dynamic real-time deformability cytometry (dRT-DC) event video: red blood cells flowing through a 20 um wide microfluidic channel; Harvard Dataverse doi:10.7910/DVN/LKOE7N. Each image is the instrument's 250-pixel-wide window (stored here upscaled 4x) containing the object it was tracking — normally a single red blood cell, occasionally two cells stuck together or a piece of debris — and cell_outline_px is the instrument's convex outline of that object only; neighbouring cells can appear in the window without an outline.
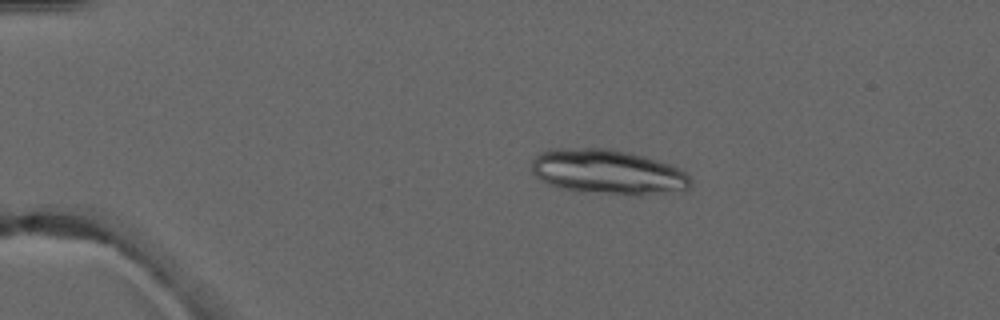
{"species": "common noctule bat (a hibernating species)", "species_latin": "Nyctalus noctula", "temperature_condition": "warm", "stored_images_in_passage": 5, "camera_frame_rate_fps": 3000, "um_per_image_px": 0.085, "animal": {"sex": "male", "forearm_length_mm": 52.5}, "frame": {"image": 1, "passage_image": 2, "time_ms": 1.333, "image_size_px": [1000, 320], "cell_outline_px": [[692, 188], [684, 192], [640, 196], [560, 188], [548, 184], [540, 180], [532, 172], [532, 160], [540, 152], [552, 148], [608, 148], [628, 152], [644, 156], [672, 164], [684, 172], [692, 180]], "centroid_in_image_um": [51.74, 14.62], "position_along_channel_um": 33.3, "area_um2": 41.96}}